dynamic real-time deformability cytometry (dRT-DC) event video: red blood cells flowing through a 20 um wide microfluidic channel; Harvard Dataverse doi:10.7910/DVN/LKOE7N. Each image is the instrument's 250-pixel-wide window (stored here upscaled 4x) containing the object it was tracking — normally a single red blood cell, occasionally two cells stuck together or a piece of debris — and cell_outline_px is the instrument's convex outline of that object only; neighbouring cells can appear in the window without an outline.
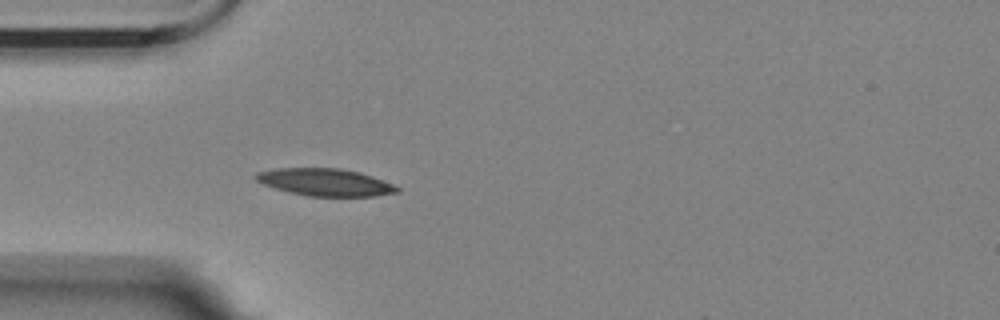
{"species": "Egyptian fruit bat (a non-hibernating species)", "species_latin": "Rousettus aegyptiacus", "temperature_condition": "room temperature", "stored_images_in_passage": 4, "camera_frame_rate_fps": 3000, "um_per_image_px": 0.085, "animal": {"sex": "female"}, "frame": {"image": 1, "passage_image": 4, "time_ms": 1.0, "image_size_px": [1000, 320], "cell_outline_px": [[400, 192], [376, 196], [308, 196], [288, 192], [264, 184], [256, 180], [252, 176], [256, 172], [276, 168], [340, 168], [360, 172], [372, 176], [392, 184], [400, 188]], "centroid_in_image_um": [27.63, 15.48], "position_along_channel_um": 57.4, "area_um2": 22.54}}